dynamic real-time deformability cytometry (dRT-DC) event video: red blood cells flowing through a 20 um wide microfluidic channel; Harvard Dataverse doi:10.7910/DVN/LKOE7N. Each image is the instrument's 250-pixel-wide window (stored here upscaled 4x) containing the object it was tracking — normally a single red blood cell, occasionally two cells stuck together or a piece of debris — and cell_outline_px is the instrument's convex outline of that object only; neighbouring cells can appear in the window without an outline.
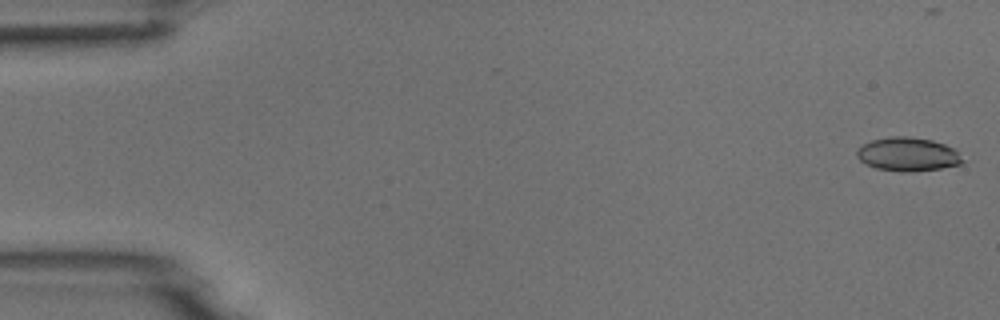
{"species": "common noctule bat (a hibernating species)", "species_latin": "Nyctalus noctula", "temperature_condition": "room temperature", "stored_images_in_passage": 46, "camera_frame_rate_fps": 3000, "um_per_image_px": 0.085, "animal": {"sex": "male", "body_mass_g": 18.8}, "frame": {"image": 1, "passage_image": 1, "time_ms": 0.0, "image_size_px": [1000, 320], "cell_outline_px": [[964, 160], [960, 164], [940, 168], [912, 172], [904, 172], [876, 168], [860, 160], [856, 156], [856, 148], [872, 140], [888, 136], [908, 136], [932, 140], [956, 148]], "centroid_in_image_um": [77.17, 13.1], "position_along_channel_um": 7.8, "area_um2": 20.87}}
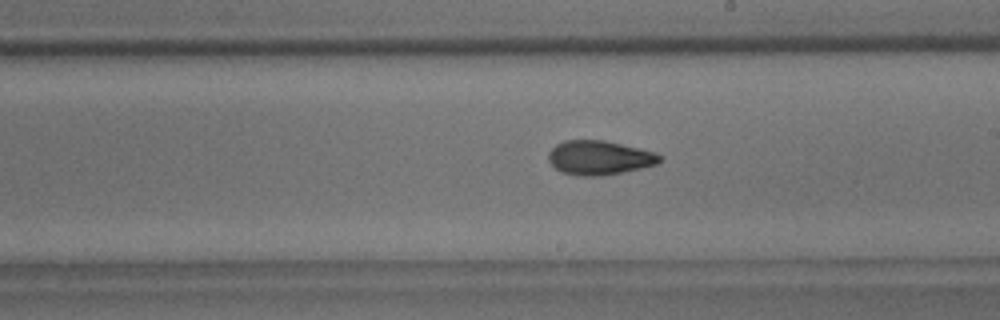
{"frame": {"image": 2, "passage_image": 30, "time_ms": 9.667, "image_size_px": [1000, 320], "cell_outline_px": [[664, 156], [656, 164], [640, 168], [600, 176], [580, 176], [560, 172], [548, 160], [548, 152], [556, 144], [564, 140], [604, 140], [640, 148], [656, 152]], "centroid_in_image_um": [50.93, 13.39], "position_along_channel_um": 238.1, "area_um2": 22.2}}
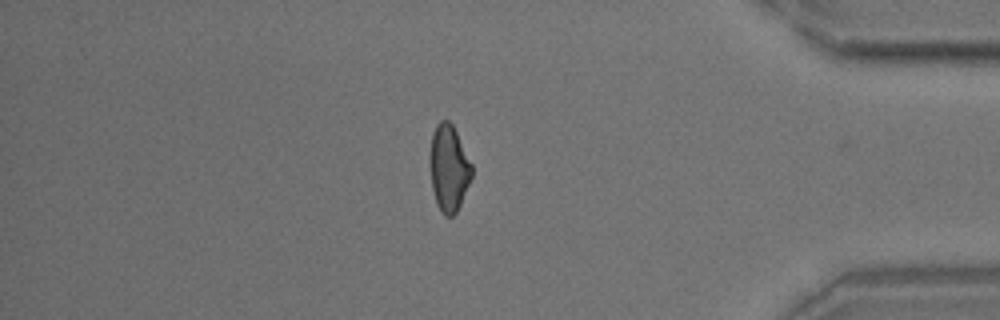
{"frame": {"image": 3, "passage_image": 45, "time_ms": 14.667, "image_size_px": [1000, 320], "cell_outline_px": [[472, 176], [460, 204], [456, 212], [452, 216], [444, 216], [440, 212], [436, 204], [432, 188], [428, 164], [428, 156], [432, 132], [436, 124], [440, 120], [448, 120], [452, 124], [472, 164]], "centroid_in_image_um": [38.1, 14.28], "position_along_channel_um": 397.1, "area_um2": 21.44}}